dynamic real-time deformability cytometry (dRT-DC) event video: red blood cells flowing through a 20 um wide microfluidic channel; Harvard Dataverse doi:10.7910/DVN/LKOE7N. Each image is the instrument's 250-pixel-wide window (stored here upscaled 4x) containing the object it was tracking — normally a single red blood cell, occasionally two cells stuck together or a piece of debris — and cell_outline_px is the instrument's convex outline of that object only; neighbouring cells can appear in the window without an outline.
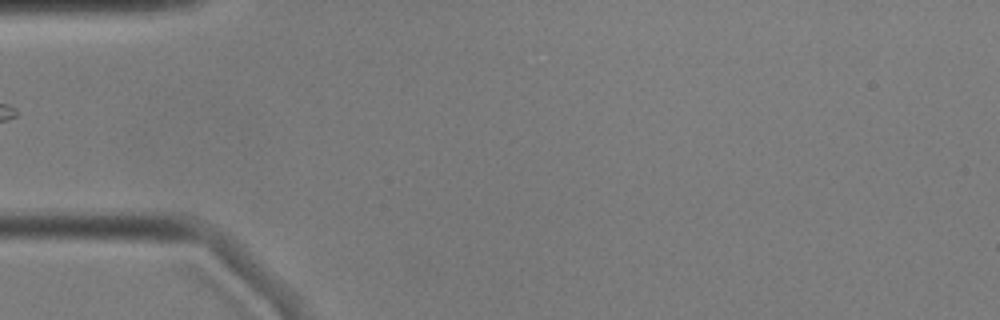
{"species": "common noctule bat (a hibernating species)", "species_latin": "Nyctalus noctula", "temperature_condition": "cold", "stored_images_in_passage": 4, "camera_frame_rate_fps": 3000, "um_per_image_px": 0.085, "animal": {"sex": "male", "body_mass_g": 17.9, "forearm_length_mm": 54.2}, "frame": {"image": 1, "passage_image": 1, "time_ms": 0.0, "image_size_px": [1000, 320], "cell_outline_px": [[176, 240], [172, 244], [156, 244], [76, 240], [20, 236], [20, 232], [40, 228], [148, 232]], "centroid_in_image_um": [8.41, 20.05], "position_along_channel_um": 76.6, "area_um2": 10.92}}